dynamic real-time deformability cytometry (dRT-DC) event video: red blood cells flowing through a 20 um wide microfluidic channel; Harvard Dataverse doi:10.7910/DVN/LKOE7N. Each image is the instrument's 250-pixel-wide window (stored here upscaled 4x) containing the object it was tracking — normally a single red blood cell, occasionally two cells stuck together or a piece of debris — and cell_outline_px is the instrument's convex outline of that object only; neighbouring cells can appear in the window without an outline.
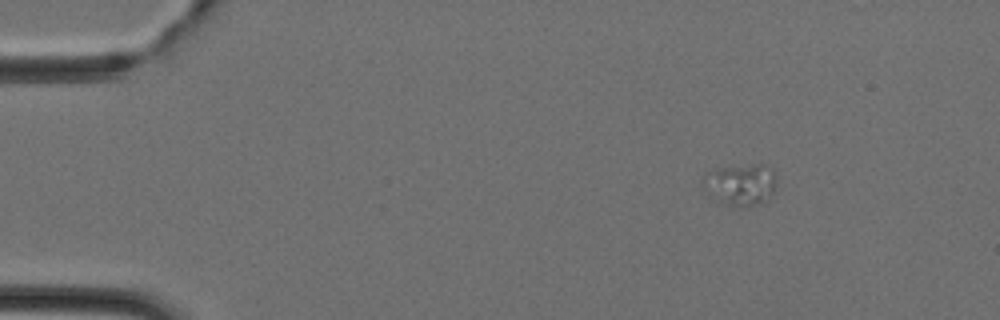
{"species": "Egyptian fruit bat (a non-hibernating species)", "species_latin": "Rousettus aegyptiacus", "temperature_condition": "cold", "stored_images_in_passage": 38, "camera_frame_rate_fps": 3000, "um_per_image_px": 0.085, "animal": {"sex": "female"}, "frame": {"image": 1, "passage_image": 6, "time_ms": 1.667, "image_size_px": [1000, 320], "cell_outline_px": [[776, 184], [768, 200], [764, 204], [744, 208], [724, 204], [712, 196], [704, 188], [704, 172], [716, 168], [752, 164], [764, 164], [772, 168], [776, 172]], "centroid_in_image_um": [63.0, 15.69], "position_along_channel_um": 22.0, "area_um2": 18.26}}
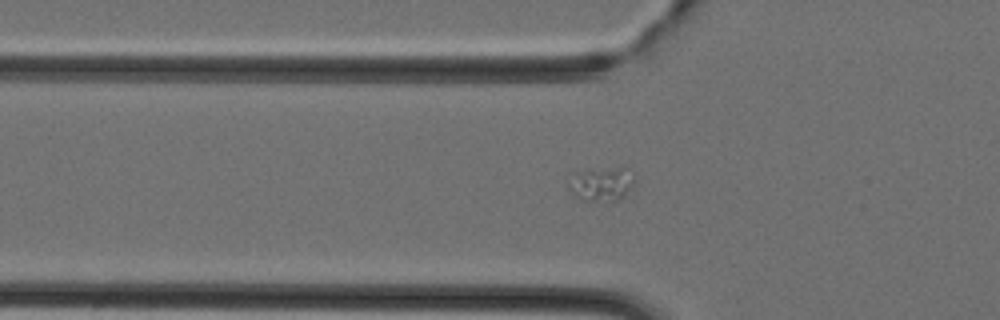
{"frame": {"image": 2, "passage_image": 15, "time_ms": 4.667, "image_size_px": [1000, 320], "cell_outline_px": [[636, 180], [632, 188], [620, 200], [584, 200], [576, 196], [568, 188], [568, 172], [588, 168], [624, 168], [636, 176]], "centroid_in_image_um": [51.08, 15.59], "position_along_channel_um": 74.7, "area_um2": 13.53}}